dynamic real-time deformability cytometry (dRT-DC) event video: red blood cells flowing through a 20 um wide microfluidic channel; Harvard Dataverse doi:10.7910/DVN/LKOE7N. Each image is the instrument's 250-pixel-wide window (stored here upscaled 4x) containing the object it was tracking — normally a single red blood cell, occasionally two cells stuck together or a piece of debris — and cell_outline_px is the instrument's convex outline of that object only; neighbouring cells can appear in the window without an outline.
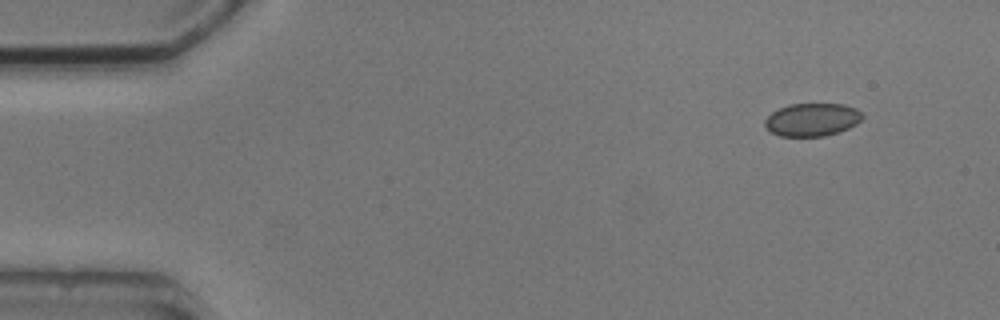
{"species": "common noctule bat (a hibernating species)", "species_latin": "Nyctalus noctula", "temperature_condition": "cold", "stored_images_in_passage": 3, "camera_frame_rate_fps": 3000, "um_per_image_px": 0.085, "animal": {"sex": "male", "body_mass_g": 20.5, "forearm_length_mm": 52.5}, "frame": {"image": 1, "passage_image": 3, "time_ms": 2.333, "image_size_px": [1000, 320], "cell_outline_px": [[864, 116], [856, 124], [840, 132], [824, 136], [780, 136], [772, 132], [764, 124], [764, 120], [772, 112], [788, 104], [844, 104], [856, 108]], "centroid_in_image_um": [69.04, 10.17], "position_along_channel_um": 16.0, "area_um2": 18.67}}